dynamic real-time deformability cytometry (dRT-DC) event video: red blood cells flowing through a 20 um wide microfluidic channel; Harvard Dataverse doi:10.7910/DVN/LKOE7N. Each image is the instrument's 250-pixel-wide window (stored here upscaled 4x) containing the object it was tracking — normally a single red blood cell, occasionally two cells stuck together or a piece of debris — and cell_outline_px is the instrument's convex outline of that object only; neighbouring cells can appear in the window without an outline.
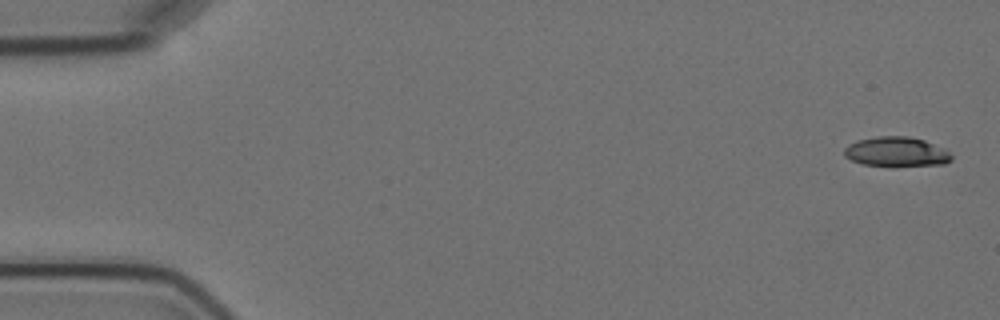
{"species": "Egyptian fruit bat (a non-hibernating species)", "species_latin": "Rousettus aegyptiacus", "temperature_condition": "cold", "stored_images_in_passage": 5, "segment_of_instrument_passage": [2, 2], "camera_frame_rate_fps": 3000, "um_per_image_px": 0.085, "animal": {"sex": "female"}, "frame": {"image": 1, "passage_image": 5, "time_ms": 5.0, "image_size_px": [1000, 320], "cell_outline_px": [[952, 160], [944, 164], [892, 168], [864, 164], [852, 160], [844, 156], [844, 148], [848, 144], [856, 140], [876, 136], [908, 136], [924, 140], [944, 148], [952, 156]], "centroid_in_image_um": [76.19, 12.93], "position_along_channel_um": 8.8, "area_um2": 19.13}}